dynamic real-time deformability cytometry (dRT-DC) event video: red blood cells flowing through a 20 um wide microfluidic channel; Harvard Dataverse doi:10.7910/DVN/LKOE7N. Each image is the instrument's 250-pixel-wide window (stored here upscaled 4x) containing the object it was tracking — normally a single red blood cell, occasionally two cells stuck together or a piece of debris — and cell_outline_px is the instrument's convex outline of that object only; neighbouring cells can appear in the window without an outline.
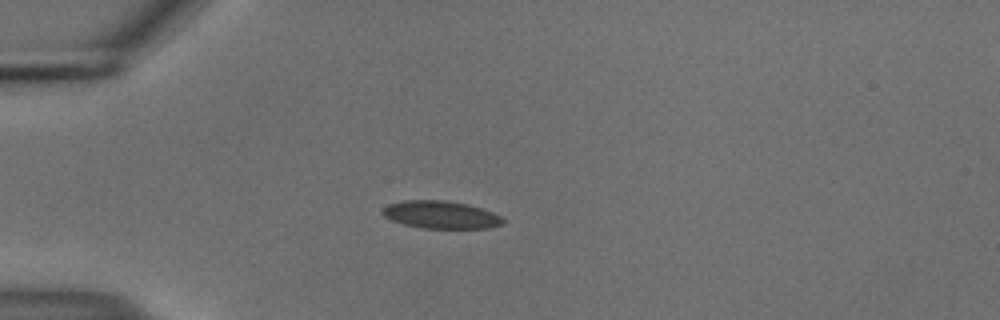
{"species": "common noctule bat (a hibernating species)", "species_latin": "Nyctalus noctula", "temperature_condition": "cold", "stored_images_in_passage": 40, "camera_frame_rate_fps": 3000, "um_per_image_px": 0.085, "animal": {"sex": "male", "body_mass_g": 18.8}, "frame": {"image": 1, "passage_image": 1, "time_ms": 0.0, "image_size_px": [1000, 320], "cell_outline_px": [[504, 224], [488, 228], [424, 228], [404, 224], [392, 220], [384, 216], [380, 212], [388, 204], [404, 200], [444, 200], [468, 204], [492, 212], [500, 216], [504, 220]], "centroid_in_image_um": [37.47, 18.25], "position_along_channel_um": 47.5, "area_um2": 19.31}}
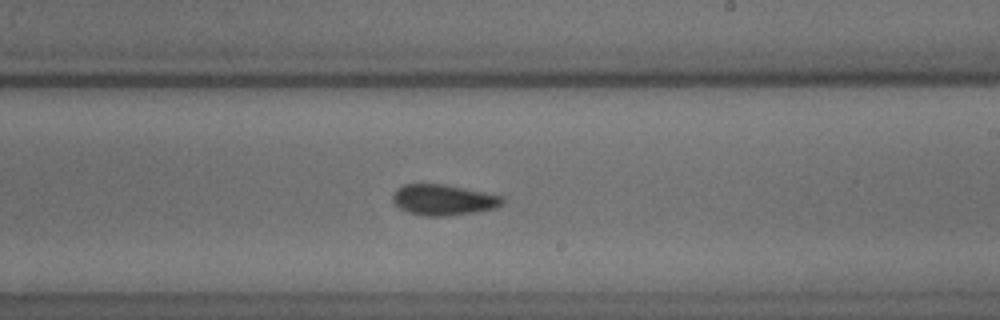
{"frame": {"image": 2, "passage_image": 19, "time_ms": 6.0, "image_size_px": [1000, 320], "cell_outline_px": [[504, 200], [496, 208], [476, 212], [448, 216], [424, 216], [408, 212], [400, 208], [392, 200], [392, 196], [396, 188], [404, 184], [444, 184], [504, 196]], "centroid_in_image_um": [37.68, 16.99], "position_along_channel_um": 251.3, "area_um2": 19.71}}
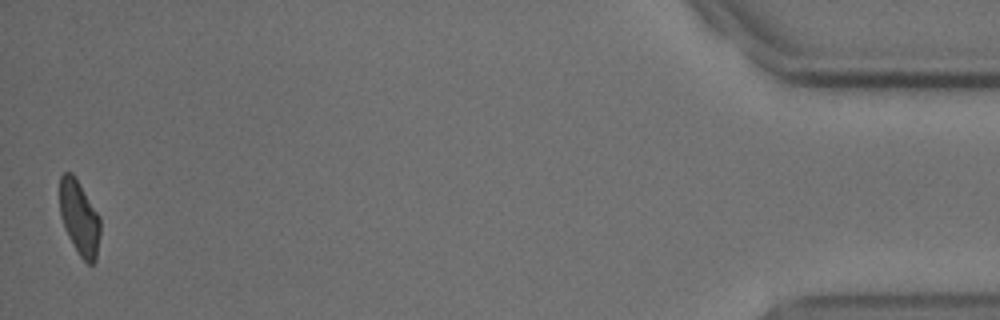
{"frame": {"image": 3, "passage_image": 40, "time_ms": 13.0, "image_size_px": [1000, 320], "cell_outline_px": [[100, 232], [96, 260], [92, 264], [88, 264], [80, 256], [68, 236], [64, 228], [60, 216], [60, 176], [64, 172], [72, 172], [100, 216]], "centroid_in_image_um": [6.74, 18.52], "position_along_channel_um": 428.5, "area_um2": 17.57}, "authors_computed_cell_mechanics": {"area_um2": 19.0451, "velocity_mm_per_s": 3.7337, "shape_relaxation_time_tau1_ms": 8.7119, "shape_relaxation_time_tau2_ms": 3.7064, "deformation_change_tau1": 0.1354, "deformation_change_tau2": 0.0722}}